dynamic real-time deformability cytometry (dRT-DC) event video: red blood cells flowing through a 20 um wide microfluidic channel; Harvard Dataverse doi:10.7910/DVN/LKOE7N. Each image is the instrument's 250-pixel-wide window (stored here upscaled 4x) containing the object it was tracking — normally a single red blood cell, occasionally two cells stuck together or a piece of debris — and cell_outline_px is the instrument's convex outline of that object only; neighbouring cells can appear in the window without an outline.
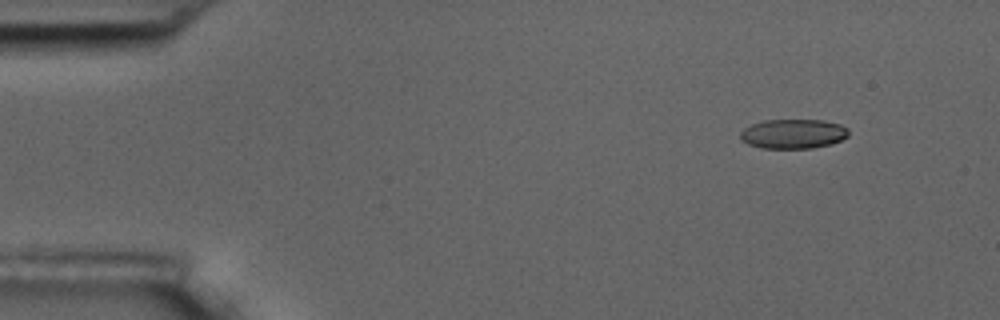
{"species": "common noctule bat (a hibernating species)", "species_latin": "Nyctalus noctula", "temperature_condition": "room temperature", "stored_images_in_passage": 4, "camera_frame_rate_fps": 3000, "um_per_image_px": 0.085, "animal": {"sex": "male", "body_mass_g": 17.5, "forearm_length_mm": 52.3}, "frame": {"image": 1, "passage_image": 1, "time_ms": 0.0, "image_size_px": [1000, 320], "cell_outline_px": [[848, 136], [832, 144], [812, 148], [764, 148], [748, 144], [740, 140], [740, 132], [744, 128], [752, 124], [764, 120], [824, 120], [840, 124], [848, 128]], "centroid_in_image_um": [67.42, 11.37], "position_along_channel_um": 17.6, "area_um2": 18.67}}
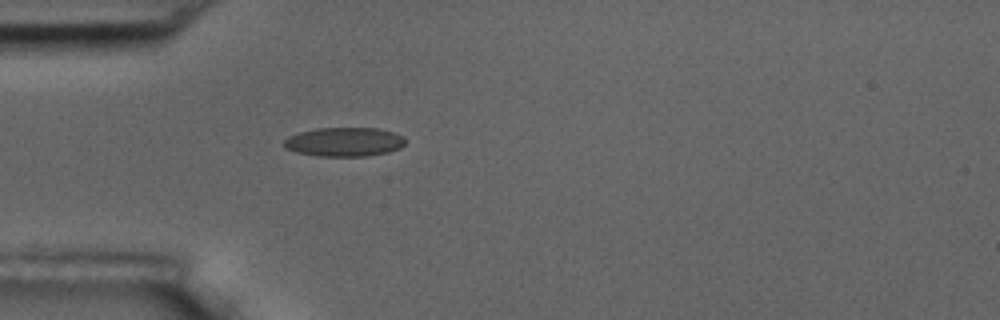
{"frame": {"image": 2, "passage_image": 4, "time_ms": 3.667, "image_size_px": [1000, 320], "cell_outline_px": [[404, 144], [400, 148], [388, 152], [368, 156], [316, 156], [296, 152], [284, 148], [284, 140], [288, 136], [300, 132], [316, 128], [376, 128], [392, 132], [404, 136]], "centroid_in_image_um": [29.24, 12.06], "position_along_channel_um": 55.8, "area_um2": 20.58}}